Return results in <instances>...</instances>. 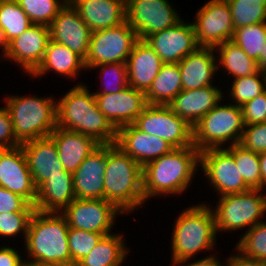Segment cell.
<instances>
[{
  "label": "cell",
  "instance_id": "1",
  "mask_svg": "<svg viewBox=\"0 0 266 266\" xmlns=\"http://www.w3.org/2000/svg\"><path fill=\"white\" fill-rule=\"evenodd\" d=\"M200 151L194 146L174 148L143 167L145 202L152 197L179 195L191 186L199 171ZM190 185V186H189Z\"/></svg>",
  "mask_w": 266,
  "mask_h": 266
},
{
  "label": "cell",
  "instance_id": "2",
  "mask_svg": "<svg viewBox=\"0 0 266 266\" xmlns=\"http://www.w3.org/2000/svg\"><path fill=\"white\" fill-rule=\"evenodd\" d=\"M88 89L77 82L56 101L57 127L91 136L100 144L115 143L117 129L101 113Z\"/></svg>",
  "mask_w": 266,
  "mask_h": 266
},
{
  "label": "cell",
  "instance_id": "3",
  "mask_svg": "<svg viewBox=\"0 0 266 266\" xmlns=\"http://www.w3.org/2000/svg\"><path fill=\"white\" fill-rule=\"evenodd\" d=\"M69 226L57 212L35 210L29 220L24 242L27 266L71 264L68 247Z\"/></svg>",
  "mask_w": 266,
  "mask_h": 266
},
{
  "label": "cell",
  "instance_id": "4",
  "mask_svg": "<svg viewBox=\"0 0 266 266\" xmlns=\"http://www.w3.org/2000/svg\"><path fill=\"white\" fill-rule=\"evenodd\" d=\"M104 199L124 215L145 205L143 167L115 143L107 144Z\"/></svg>",
  "mask_w": 266,
  "mask_h": 266
},
{
  "label": "cell",
  "instance_id": "5",
  "mask_svg": "<svg viewBox=\"0 0 266 266\" xmlns=\"http://www.w3.org/2000/svg\"><path fill=\"white\" fill-rule=\"evenodd\" d=\"M174 223L171 264L184 259H195L194 255L198 252L216 248L215 216L209 204L199 203L187 207L179 213Z\"/></svg>",
  "mask_w": 266,
  "mask_h": 266
},
{
  "label": "cell",
  "instance_id": "6",
  "mask_svg": "<svg viewBox=\"0 0 266 266\" xmlns=\"http://www.w3.org/2000/svg\"><path fill=\"white\" fill-rule=\"evenodd\" d=\"M56 101L35 95H11L4 100L10 113L15 138L22 144L34 139L44 138L57 127Z\"/></svg>",
  "mask_w": 266,
  "mask_h": 266
},
{
  "label": "cell",
  "instance_id": "7",
  "mask_svg": "<svg viewBox=\"0 0 266 266\" xmlns=\"http://www.w3.org/2000/svg\"><path fill=\"white\" fill-rule=\"evenodd\" d=\"M244 127L241 107L219 102L193 127V146L201 152L239 144Z\"/></svg>",
  "mask_w": 266,
  "mask_h": 266
},
{
  "label": "cell",
  "instance_id": "8",
  "mask_svg": "<svg viewBox=\"0 0 266 266\" xmlns=\"http://www.w3.org/2000/svg\"><path fill=\"white\" fill-rule=\"evenodd\" d=\"M263 190L250 189L236 194L219 196L216 207H211L219 232H232L244 229L245 232L262 221L266 214V195ZM265 213V214H264Z\"/></svg>",
  "mask_w": 266,
  "mask_h": 266
},
{
  "label": "cell",
  "instance_id": "9",
  "mask_svg": "<svg viewBox=\"0 0 266 266\" xmlns=\"http://www.w3.org/2000/svg\"><path fill=\"white\" fill-rule=\"evenodd\" d=\"M139 130L162 138L174 148L193 146V128L168 105H147L133 123Z\"/></svg>",
  "mask_w": 266,
  "mask_h": 266
},
{
  "label": "cell",
  "instance_id": "10",
  "mask_svg": "<svg viewBox=\"0 0 266 266\" xmlns=\"http://www.w3.org/2000/svg\"><path fill=\"white\" fill-rule=\"evenodd\" d=\"M138 40L137 33L127 21L112 28L92 32L85 60L87 70L104 63H126Z\"/></svg>",
  "mask_w": 266,
  "mask_h": 266
},
{
  "label": "cell",
  "instance_id": "11",
  "mask_svg": "<svg viewBox=\"0 0 266 266\" xmlns=\"http://www.w3.org/2000/svg\"><path fill=\"white\" fill-rule=\"evenodd\" d=\"M61 214L66 218L69 227L104 236L114 232L117 215H124L114 204L105 199L75 198Z\"/></svg>",
  "mask_w": 266,
  "mask_h": 266
},
{
  "label": "cell",
  "instance_id": "12",
  "mask_svg": "<svg viewBox=\"0 0 266 266\" xmlns=\"http://www.w3.org/2000/svg\"><path fill=\"white\" fill-rule=\"evenodd\" d=\"M181 19L169 0H126V21L141 40Z\"/></svg>",
  "mask_w": 266,
  "mask_h": 266
},
{
  "label": "cell",
  "instance_id": "13",
  "mask_svg": "<svg viewBox=\"0 0 266 266\" xmlns=\"http://www.w3.org/2000/svg\"><path fill=\"white\" fill-rule=\"evenodd\" d=\"M194 17V30L199 47L216 48L232 40L234 26L227 0H208Z\"/></svg>",
  "mask_w": 266,
  "mask_h": 266
},
{
  "label": "cell",
  "instance_id": "14",
  "mask_svg": "<svg viewBox=\"0 0 266 266\" xmlns=\"http://www.w3.org/2000/svg\"><path fill=\"white\" fill-rule=\"evenodd\" d=\"M200 170L218 196L243 193L251 188L244 182L234 157L225 148H209L200 152Z\"/></svg>",
  "mask_w": 266,
  "mask_h": 266
},
{
  "label": "cell",
  "instance_id": "15",
  "mask_svg": "<svg viewBox=\"0 0 266 266\" xmlns=\"http://www.w3.org/2000/svg\"><path fill=\"white\" fill-rule=\"evenodd\" d=\"M144 40L164 64L179 63L199 48L193 23L183 19L170 28L152 33Z\"/></svg>",
  "mask_w": 266,
  "mask_h": 266
},
{
  "label": "cell",
  "instance_id": "16",
  "mask_svg": "<svg viewBox=\"0 0 266 266\" xmlns=\"http://www.w3.org/2000/svg\"><path fill=\"white\" fill-rule=\"evenodd\" d=\"M49 31L51 40L67 46L86 60L92 31L69 1L53 19Z\"/></svg>",
  "mask_w": 266,
  "mask_h": 266
},
{
  "label": "cell",
  "instance_id": "17",
  "mask_svg": "<svg viewBox=\"0 0 266 266\" xmlns=\"http://www.w3.org/2000/svg\"><path fill=\"white\" fill-rule=\"evenodd\" d=\"M0 187L20 195L35 206L36 187L21 145L0 149Z\"/></svg>",
  "mask_w": 266,
  "mask_h": 266
},
{
  "label": "cell",
  "instance_id": "18",
  "mask_svg": "<svg viewBox=\"0 0 266 266\" xmlns=\"http://www.w3.org/2000/svg\"><path fill=\"white\" fill-rule=\"evenodd\" d=\"M49 40V26L32 24L20 36L9 42L6 59L17 63L16 65L30 76L41 64Z\"/></svg>",
  "mask_w": 266,
  "mask_h": 266
},
{
  "label": "cell",
  "instance_id": "19",
  "mask_svg": "<svg viewBox=\"0 0 266 266\" xmlns=\"http://www.w3.org/2000/svg\"><path fill=\"white\" fill-rule=\"evenodd\" d=\"M99 110L116 128L133 124L148 105L145 93L127 86L117 93H94Z\"/></svg>",
  "mask_w": 266,
  "mask_h": 266
},
{
  "label": "cell",
  "instance_id": "20",
  "mask_svg": "<svg viewBox=\"0 0 266 266\" xmlns=\"http://www.w3.org/2000/svg\"><path fill=\"white\" fill-rule=\"evenodd\" d=\"M115 144L142 167L174 149L167 141L139 130L134 124L117 129Z\"/></svg>",
  "mask_w": 266,
  "mask_h": 266
},
{
  "label": "cell",
  "instance_id": "21",
  "mask_svg": "<svg viewBox=\"0 0 266 266\" xmlns=\"http://www.w3.org/2000/svg\"><path fill=\"white\" fill-rule=\"evenodd\" d=\"M35 187L54 175H72L65 171L54 140L48 136L21 144Z\"/></svg>",
  "mask_w": 266,
  "mask_h": 266
},
{
  "label": "cell",
  "instance_id": "22",
  "mask_svg": "<svg viewBox=\"0 0 266 266\" xmlns=\"http://www.w3.org/2000/svg\"><path fill=\"white\" fill-rule=\"evenodd\" d=\"M107 144H100L72 174L77 199H104Z\"/></svg>",
  "mask_w": 266,
  "mask_h": 266
},
{
  "label": "cell",
  "instance_id": "23",
  "mask_svg": "<svg viewBox=\"0 0 266 266\" xmlns=\"http://www.w3.org/2000/svg\"><path fill=\"white\" fill-rule=\"evenodd\" d=\"M221 90V87L218 88L215 85L181 90L168 106L193 128L221 100L224 101L225 99L226 101L227 97L224 96V91Z\"/></svg>",
  "mask_w": 266,
  "mask_h": 266
},
{
  "label": "cell",
  "instance_id": "24",
  "mask_svg": "<svg viewBox=\"0 0 266 266\" xmlns=\"http://www.w3.org/2000/svg\"><path fill=\"white\" fill-rule=\"evenodd\" d=\"M92 32L126 21V0H69Z\"/></svg>",
  "mask_w": 266,
  "mask_h": 266
},
{
  "label": "cell",
  "instance_id": "25",
  "mask_svg": "<svg viewBox=\"0 0 266 266\" xmlns=\"http://www.w3.org/2000/svg\"><path fill=\"white\" fill-rule=\"evenodd\" d=\"M163 64L154 49L139 39L126 60L129 86L146 93Z\"/></svg>",
  "mask_w": 266,
  "mask_h": 266
},
{
  "label": "cell",
  "instance_id": "26",
  "mask_svg": "<svg viewBox=\"0 0 266 266\" xmlns=\"http://www.w3.org/2000/svg\"><path fill=\"white\" fill-rule=\"evenodd\" d=\"M215 53L214 48L199 47L178 63L182 90H192L214 85V76L216 72L218 74Z\"/></svg>",
  "mask_w": 266,
  "mask_h": 266
},
{
  "label": "cell",
  "instance_id": "27",
  "mask_svg": "<svg viewBox=\"0 0 266 266\" xmlns=\"http://www.w3.org/2000/svg\"><path fill=\"white\" fill-rule=\"evenodd\" d=\"M50 137L57 146L58 156L65 171L71 174L100 145L91 136L58 127L50 134Z\"/></svg>",
  "mask_w": 266,
  "mask_h": 266
},
{
  "label": "cell",
  "instance_id": "28",
  "mask_svg": "<svg viewBox=\"0 0 266 266\" xmlns=\"http://www.w3.org/2000/svg\"><path fill=\"white\" fill-rule=\"evenodd\" d=\"M88 71L85 60L67 46L49 40L44 58L38 68L30 75L34 79L54 72L56 75L68 77V79L77 78L80 71Z\"/></svg>",
  "mask_w": 266,
  "mask_h": 266
},
{
  "label": "cell",
  "instance_id": "29",
  "mask_svg": "<svg viewBox=\"0 0 266 266\" xmlns=\"http://www.w3.org/2000/svg\"><path fill=\"white\" fill-rule=\"evenodd\" d=\"M72 175H54L36 188L35 210L61 213L74 199Z\"/></svg>",
  "mask_w": 266,
  "mask_h": 266
},
{
  "label": "cell",
  "instance_id": "30",
  "mask_svg": "<svg viewBox=\"0 0 266 266\" xmlns=\"http://www.w3.org/2000/svg\"><path fill=\"white\" fill-rule=\"evenodd\" d=\"M123 234L119 232L104 236L94 248L81 259L77 266H122L129 249Z\"/></svg>",
  "mask_w": 266,
  "mask_h": 266
},
{
  "label": "cell",
  "instance_id": "31",
  "mask_svg": "<svg viewBox=\"0 0 266 266\" xmlns=\"http://www.w3.org/2000/svg\"><path fill=\"white\" fill-rule=\"evenodd\" d=\"M182 90V81L178 63L163 64L145 93L149 105H168Z\"/></svg>",
  "mask_w": 266,
  "mask_h": 266
},
{
  "label": "cell",
  "instance_id": "32",
  "mask_svg": "<svg viewBox=\"0 0 266 266\" xmlns=\"http://www.w3.org/2000/svg\"><path fill=\"white\" fill-rule=\"evenodd\" d=\"M218 71L228 73L229 78L246 77L259 71L257 61L250 58L235 42L228 40L215 48ZM222 66V67H220ZM220 68V70H219ZM232 75V76H230Z\"/></svg>",
  "mask_w": 266,
  "mask_h": 266
},
{
  "label": "cell",
  "instance_id": "33",
  "mask_svg": "<svg viewBox=\"0 0 266 266\" xmlns=\"http://www.w3.org/2000/svg\"><path fill=\"white\" fill-rule=\"evenodd\" d=\"M225 149L234 157L235 164L239 169L244 182L251 189L262 190L259 154L244 149L239 144L226 146Z\"/></svg>",
  "mask_w": 266,
  "mask_h": 266
},
{
  "label": "cell",
  "instance_id": "34",
  "mask_svg": "<svg viewBox=\"0 0 266 266\" xmlns=\"http://www.w3.org/2000/svg\"><path fill=\"white\" fill-rule=\"evenodd\" d=\"M33 23L16 0H0V27L10 42Z\"/></svg>",
  "mask_w": 266,
  "mask_h": 266
},
{
  "label": "cell",
  "instance_id": "35",
  "mask_svg": "<svg viewBox=\"0 0 266 266\" xmlns=\"http://www.w3.org/2000/svg\"><path fill=\"white\" fill-rule=\"evenodd\" d=\"M261 79V80H260ZM227 96L231 104L242 106L266 90V72L233 79Z\"/></svg>",
  "mask_w": 266,
  "mask_h": 266
},
{
  "label": "cell",
  "instance_id": "36",
  "mask_svg": "<svg viewBox=\"0 0 266 266\" xmlns=\"http://www.w3.org/2000/svg\"><path fill=\"white\" fill-rule=\"evenodd\" d=\"M232 41L252 59L258 60L266 43V22L242 26L234 30Z\"/></svg>",
  "mask_w": 266,
  "mask_h": 266
},
{
  "label": "cell",
  "instance_id": "37",
  "mask_svg": "<svg viewBox=\"0 0 266 266\" xmlns=\"http://www.w3.org/2000/svg\"><path fill=\"white\" fill-rule=\"evenodd\" d=\"M234 30L242 26L266 22V5L257 0H227Z\"/></svg>",
  "mask_w": 266,
  "mask_h": 266
},
{
  "label": "cell",
  "instance_id": "38",
  "mask_svg": "<svg viewBox=\"0 0 266 266\" xmlns=\"http://www.w3.org/2000/svg\"><path fill=\"white\" fill-rule=\"evenodd\" d=\"M262 220L240 235L236 249L246 257L266 260V222Z\"/></svg>",
  "mask_w": 266,
  "mask_h": 266
},
{
  "label": "cell",
  "instance_id": "39",
  "mask_svg": "<svg viewBox=\"0 0 266 266\" xmlns=\"http://www.w3.org/2000/svg\"><path fill=\"white\" fill-rule=\"evenodd\" d=\"M33 24L49 26L67 0H16Z\"/></svg>",
  "mask_w": 266,
  "mask_h": 266
},
{
  "label": "cell",
  "instance_id": "40",
  "mask_svg": "<svg viewBox=\"0 0 266 266\" xmlns=\"http://www.w3.org/2000/svg\"><path fill=\"white\" fill-rule=\"evenodd\" d=\"M93 69L99 71V77L102 76V80L105 81L101 80L103 90L93 93H117L129 86L126 63H104L90 67L89 71Z\"/></svg>",
  "mask_w": 266,
  "mask_h": 266
},
{
  "label": "cell",
  "instance_id": "41",
  "mask_svg": "<svg viewBox=\"0 0 266 266\" xmlns=\"http://www.w3.org/2000/svg\"><path fill=\"white\" fill-rule=\"evenodd\" d=\"M104 237L95 232L69 227L68 247L71 255V264H77L88 255L94 246Z\"/></svg>",
  "mask_w": 266,
  "mask_h": 266
},
{
  "label": "cell",
  "instance_id": "42",
  "mask_svg": "<svg viewBox=\"0 0 266 266\" xmlns=\"http://www.w3.org/2000/svg\"><path fill=\"white\" fill-rule=\"evenodd\" d=\"M33 212H3L0 213V238L5 239L4 237H20L24 242L27 236L29 220ZM21 233V234H20Z\"/></svg>",
  "mask_w": 266,
  "mask_h": 266
},
{
  "label": "cell",
  "instance_id": "43",
  "mask_svg": "<svg viewBox=\"0 0 266 266\" xmlns=\"http://www.w3.org/2000/svg\"><path fill=\"white\" fill-rule=\"evenodd\" d=\"M239 145L257 154L266 152V122L245 126Z\"/></svg>",
  "mask_w": 266,
  "mask_h": 266
},
{
  "label": "cell",
  "instance_id": "44",
  "mask_svg": "<svg viewBox=\"0 0 266 266\" xmlns=\"http://www.w3.org/2000/svg\"><path fill=\"white\" fill-rule=\"evenodd\" d=\"M244 125L266 122V90L241 106Z\"/></svg>",
  "mask_w": 266,
  "mask_h": 266
},
{
  "label": "cell",
  "instance_id": "45",
  "mask_svg": "<svg viewBox=\"0 0 266 266\" xmlns=\"http://www.w3.org/2000/svg\"><path fill=\"white\" fill-rule=\"evenodd\" d=\"M35 207L23 197L0 187V213L7 212H34Z\"/></svg>",
  "mask_w": 266,
  "mask_h": 266
},
{
  "label": "cell",
  "instance_id": "46",
  "mask_svg": "<svg viewBox=\"0 0 266 266\" xmlns=\"http://www.w3.org/2000/svg\"><path fill=\"white\" fill-rule=\"evenodd\" d=\"M21 143L15 138L13 124L8 109L0 107V149L15 148Z\"/></svg>",
  "mask_w": 266,
  "mask_h": 266
},
{
  "label": "cell",
  "instance_id": "47",
  "mask_svg": "<svg viewBox=\"0 0 266 266\" xmlns=\"http://www.w3.org/2000/svg\"><path fill=\"white\" fill-rule=\"evenodd\" d=\"M19 253L16 248L10 245L0 247V266H27L25 258Z\"/></svg>",
  "mask_w": 266,
  "mask_h": 266
},
{
  "label": "cell",
  "instance_id": "48",
  "mask_svg": "<svg viewBox=\"0 0 266 266\" xmlns=\"http://www.w3.org/2000/svg\"><path fill=\"white\" fill-rule=\"evenodd\" d=\"M192 260V258L180 260L172 263L171 266H226V260L222 263L214 254H209L207 257L200 258V260L198 259L192 263H188Z\"/></svg>",
  "mask_w": 266,
  "mask_h": 266
},
{
  "label": "cell",
  "instance_id": "49",
  "mask_svg": "<svg viewBox=\"0 0 266 266\" xmlns=\"http://www.w3.org/2000/svg\"><path fill=\"white\" fill-rule=\"evenodd\" d=\"M235 255L227 257L226 266H263L262 260H257L253 258L246 257L240 253L236 248Z\"/></svg>",
  "mask_w": 266,
  "mask_h": 266
},
{
  "label": "cell",
  "instance_id": "50",
  "mask_svg": "<svg viewBox=\"0 0 266 266\" xmlns=\"http://www.w3.org/2000/svg\"><path fill=\"white\" fill-rule=\"evenodd\" d=\"M262 190L266 187V152L259 154Z\"/></svg>",
  "mask_w": 266,
  "mask_h": 266
},
{
  "label": "cell",
  "instance_id": "51",
  "mask_svg": "<svg viewBox=\"0 0 266 266\" xmlns=\"http://www.w3.org/2000/svg\"><path fill=\"white\" fill-rule=\"evenodd\" d=\"M0 49L1 51V58L5 59L6 60V56H7V53H8V50H9V41L7 40L6 38V35H5V32L4 30L0 27ZM3 55V57H2Z\"/></svg>",
  "mask_w": 266,
  "mask_h": 266
},
{
  "label": "cell",
  "instance_id": "52",
  "mask_svg": "<svg viewBox=\"0 0 266 266\" xmlns=\"http://www.w3.org/2000/svg\"><path fill=\"white\" fill-rule=\"evenodd\" d=\"M257 66L260 71L266 72V43L263 47V53L258 57Z\"/></svg>",
  "mask_w": 266,
  "mask_h": 266
},
{
  "label": "cell",
  "instance_id": "53",
  "mask_svg": "<svg viewBox=\"0 0 266 266\" xmlns=\"http://www.w3.org/2000/svg\"><path fill=\"white\" fill-rule=\"evenodd\" d=\"M48 266H77L76 264H61V265H48Z\"/></svg>",
  "mask_w": 266,
  "mask_h": 266
},
{
  "label": "cell",
  "instance_id": "54",
  "mask_svg": "<svg viewBox=\"0 0 266 266\" xmlns=\"http://www.w3.org/2000/svg\"><path fill=\"white\" fill-rule=\"evenodd\" d=\"M257 1H258V3H262V4L266 5V0H257Z\"/></svg>",
  "mask_w": 266,
  "mask_h": 266
},
{
  "label": "cell",
  "instance_id": "55",
  "mask_svg": "<svg viewBox=\"0 0 266 266\" xmlns=\"http://www.w3.org/2000/svg\"><path fill=\"white\" fill-rule=\"evenodd\" d=\"M263 266H266V260H265V261H263Z\"/></svg>",
  "mask_w": 266,
  "mask_h": 266
}]
</instances>
